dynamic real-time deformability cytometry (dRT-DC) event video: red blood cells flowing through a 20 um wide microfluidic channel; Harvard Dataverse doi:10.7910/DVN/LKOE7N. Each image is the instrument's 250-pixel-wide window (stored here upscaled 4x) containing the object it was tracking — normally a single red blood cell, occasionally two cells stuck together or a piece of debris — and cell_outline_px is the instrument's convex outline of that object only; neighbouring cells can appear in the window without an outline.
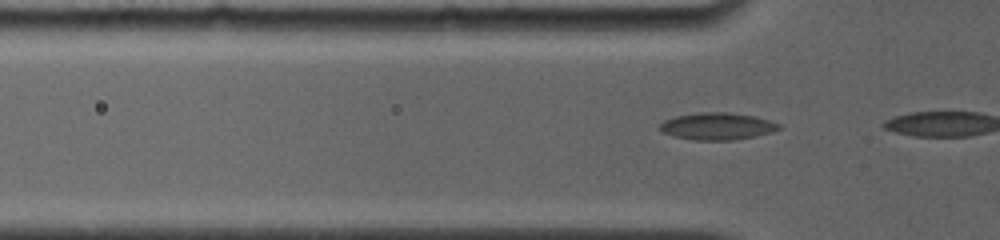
{"species": "common noctule bat (a hibernating species)", "species_latin": "Nyctalus noctula", "temperature_condition": "room temperature", "stored_images_in_passage": 4, "camera_frame_rate_fps": 4000, "um_per_image_px": 0.085, "animal": {"sex": "female", "body_mass_g": 19.0, "forearm_length_mm": 56.7}, "frame": {"image": 1, "passage_image": 3, "time_ms": 0.75, "image_size_px": [1000, 240], "cell_outline_px": [[780, 128], [772, 132], [756, 136], [732, 140], [696, 140], [672, 136], [660, 132], [656, 128], [664, 120], [676, 116], [700, 112], [728, 112], [756, 116], [780, 124]], "centroid_in_image_um": [60.92, 10.73], "position_along_channel_um": 64.9, "area_um2": 18.96}}